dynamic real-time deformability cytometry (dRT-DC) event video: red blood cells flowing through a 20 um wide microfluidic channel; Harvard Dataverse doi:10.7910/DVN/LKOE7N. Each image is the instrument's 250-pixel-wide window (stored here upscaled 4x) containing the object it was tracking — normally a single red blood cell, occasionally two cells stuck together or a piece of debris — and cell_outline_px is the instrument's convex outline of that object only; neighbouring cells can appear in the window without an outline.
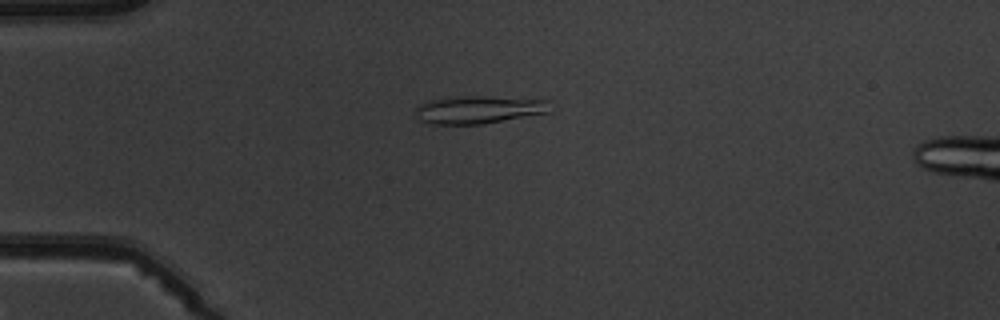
{"species": "common noctule bat (a hibernating species)", "species_latin": "Nyctalus noctula", "temperature_condition": "warm", "stored_images_in_passage": 6, "camera_frame_rate_fps": 3000, "um_per_image_px": 0.085, "animal": {"sex": "male", "body_mass_g": 19.5, "forearm_length_mm": 54.6}, "frame": {"image": 1, "passage_image": 4, "time_ms": 3.667, "image_size_px": [1000, 320], "cell_outline_px": [[552, 112], [484, 124], [432, 124], [420, 120], [416, 116], [416, 108], [420, 104], [428, 100], [460, 96], [536, 96], [552, 100]], "centroid_in_image_um": [40.9, 9.28], "position_along_channel_um": 44.1, "area_um2": 22.89}}